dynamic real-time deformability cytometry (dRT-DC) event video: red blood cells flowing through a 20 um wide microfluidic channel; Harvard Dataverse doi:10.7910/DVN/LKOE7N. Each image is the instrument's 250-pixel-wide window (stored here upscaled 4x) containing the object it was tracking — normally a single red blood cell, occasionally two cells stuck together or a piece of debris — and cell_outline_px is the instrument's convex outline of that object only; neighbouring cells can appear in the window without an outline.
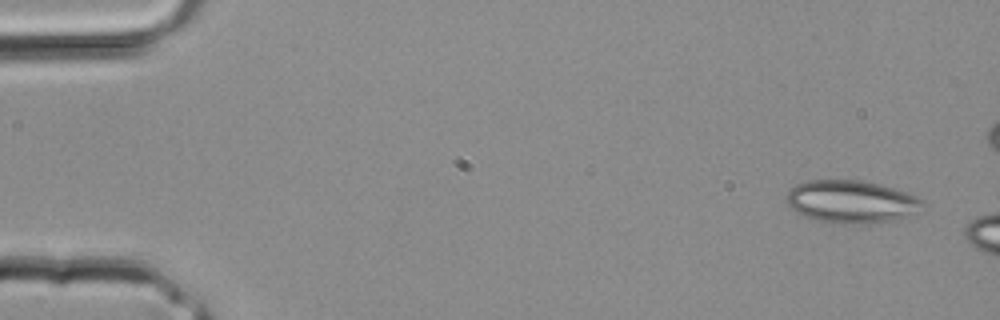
{"species": "common noctule bat (a hibernating species)", "species_latin": "Nyctalus noctula", "temperature_condition": "room temperature", "stored_images_in_passage": 4, "camera_frame_rate_fps": 3000, "um_per_image_px": 0.085, "animal": {"sex": "male", "body_mass_g": 20.4}, "frame": {"image": 1, "passage_image": 1, "time_ms": 0.0, "image_size_px": [1000, 320], "cell_outline_px": [[924, 204], [920, 212], [896, 220], [872, 224], [844, 224], [816, 220], [804, 216], [796, 212], [788, 204], [788, 188], [796, 184], [808, 180], [864, 180], [880, 184], [916, 196], [924, 200]], "centroid_in_image_um": [72.4, 17.15], "position_along_channel_um": 12.6, "area_um2": 34.22}}